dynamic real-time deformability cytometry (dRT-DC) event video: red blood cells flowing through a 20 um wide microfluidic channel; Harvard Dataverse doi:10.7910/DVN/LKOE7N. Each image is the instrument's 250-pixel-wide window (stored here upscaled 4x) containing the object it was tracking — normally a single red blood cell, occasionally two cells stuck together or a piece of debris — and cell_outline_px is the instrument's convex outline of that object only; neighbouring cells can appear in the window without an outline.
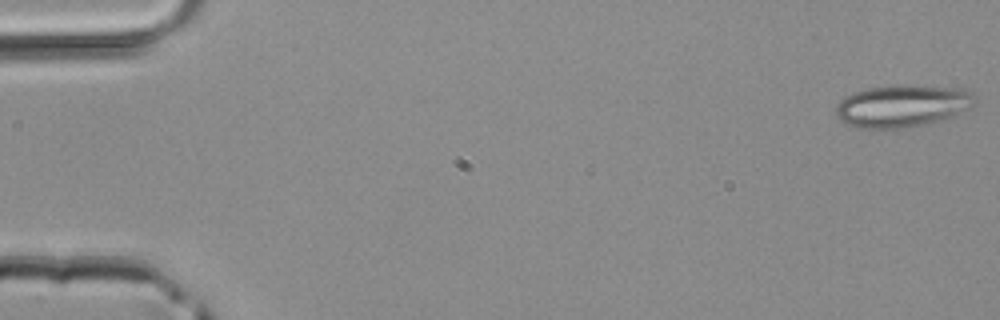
{"species": "common noctule bat (a hibernating species)", "species_latin": "Nyctalus noctula", "temperature_condition": "room temperature", "stored_images_in_passage": 4, "camera_frame_rate_fps": 3000, "um_per_image_px": 0.085, "animal": {"sex": "male", "body_mass_g": 20.4}, "frame": {"image": 1, "passage_image": 1, "time_ms": 0.0, "image_size_px": [1000, 320], "cell_outline_px": [[976, 100], [972, 108], [944, 120], [928, 124], [904, 128], [856, 128], [840, 120], [836, 116], [836, 108], [840, 100], [844, 96], [852, 92], [868, 88], [904, 84], [964, 88], [972, 92]], "centroid_in_image_um": [76.74, 9.0], "position_along_channel_um": 8.3, "area_um2": 34.85}}
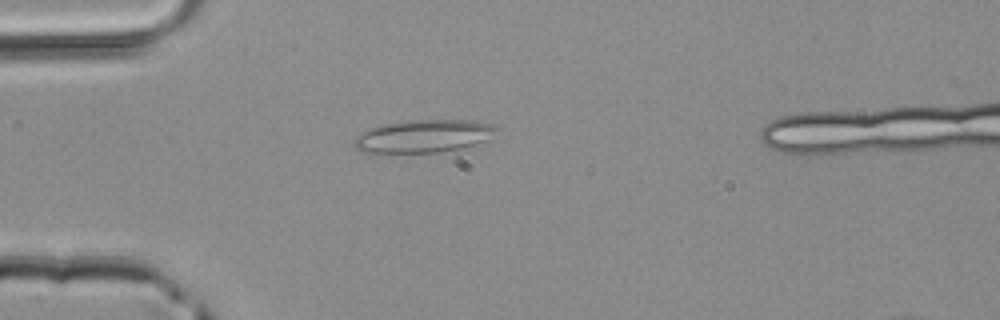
{"frame": {"image": 2, "passage_image": 4, "time_ms": 1.0, "image_size_px": [1000, 320], "cell_outline_px": [[496, 128], [488, 140], [476, 148], [460, 152], [380, 156], [364, 152], [356, 148], [356, 136], [360, 132], [368, 128], [384, 124], [408, 120], [472, 120], [492, 124]], "centroid_in_image_um": [36.02, 11.66], "position_along_channel_um": 49.0, "area_um2": 29.19}}